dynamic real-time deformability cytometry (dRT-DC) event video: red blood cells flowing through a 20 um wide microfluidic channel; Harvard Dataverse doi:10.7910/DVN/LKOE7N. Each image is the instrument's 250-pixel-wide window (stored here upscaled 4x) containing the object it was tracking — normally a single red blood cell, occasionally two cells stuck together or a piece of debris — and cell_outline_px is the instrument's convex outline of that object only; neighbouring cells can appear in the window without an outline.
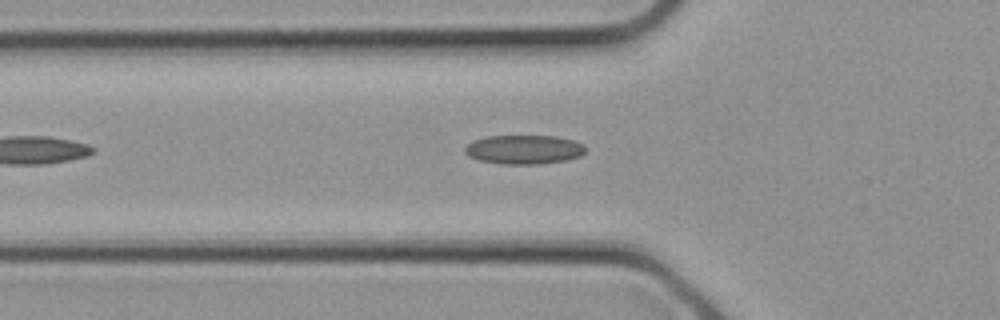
{"species": "common noctule bat (a hibernating species)", "species_latin": "Nyctalus noctula", "temperature_condition": "cold", "stored_images_in_passage": 6, "camera_frame_rate_fps": 3000, "um_per_image_px": 0.085, "animal": {"sex": "female", "body_mass_g": 21.9}, "frame": {"image": 1, "passage_image": 6, "time_ms": 1.667, "image_size_px": [1000, 320], "cell_outline_px": [[584, 152], [580, 156], [564, 160], [540, 164], [500, 164], [480, 160], [468, 156], [464, 152], [464, 148], [472, 140], [488, 136], [556, 136], [576, 140], [584, 144]], "centroid_in_image_um": [44.53, 12.7], "position_along_channel_um": 81.3, "area_um2": 20.52}}